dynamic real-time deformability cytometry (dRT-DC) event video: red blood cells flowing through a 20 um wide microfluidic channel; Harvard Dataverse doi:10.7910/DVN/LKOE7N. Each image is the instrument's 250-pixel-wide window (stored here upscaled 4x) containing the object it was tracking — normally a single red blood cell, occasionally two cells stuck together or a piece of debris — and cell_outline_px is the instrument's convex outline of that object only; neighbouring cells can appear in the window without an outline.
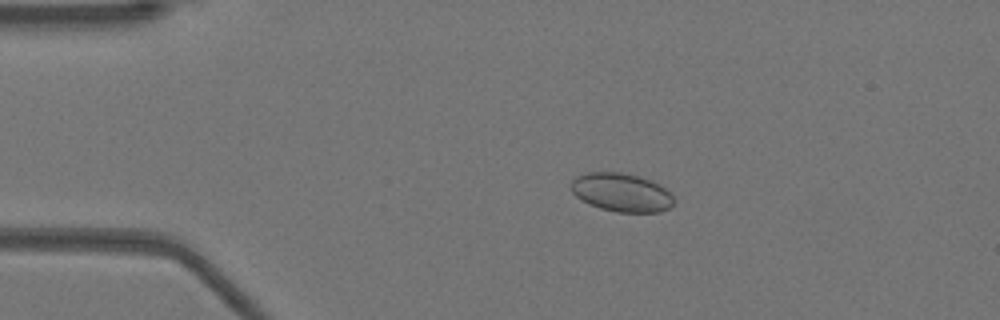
{"species": "Egyptian fruit bat (a non-hibernating species)", "species_latin": "Rousettus aegyptiacus", "temperature_condition": "warm", "stored_images_in_passage": 53, "camera_frame_rate_fps": 3000, "um_per_image_px": 0.085, "animal": {"sex": "female"}, "frame": {"image": 1, "passage_image": 11, "time_ms": 3.333, "image_size_px": [1000, 320], "cell_outline_px": [[676, 200], [668, 208], [660, 212], [616, 212], [600, 208], [588, 204], [576, 196], [572, 192], [572, 180], [576, 176], [584, 172], [620, 172], [640, 176], [652, 180], [660, 184]], "centroid_in_image_um": [52.82, 16.35], "position_along_channel_um": 32.2, "area_um2": 23.18}}
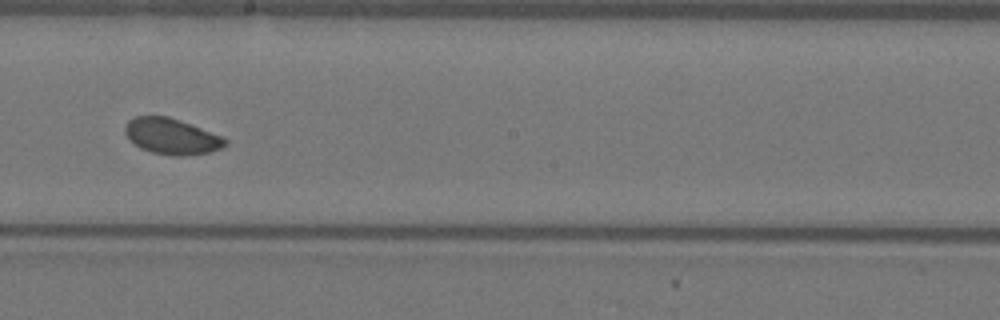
{"frame": {"image": 2, "passage_image": 30, "time_ms": 9.667, "image_size_px": [1000, 320], "cell_outline_px": [[228, 144], [224, 148], [208, 152], [180, 156], [172, 156], [152, 152], [140, 148], [128, 140], [124, 132], [124, 124], [128, 120], [136, 116], [168, 116], [224, 136], [228, 140]], "centroid_in_image_um": [14.58, 11.59], "position_along_channel_um": 233.6, "area_um2": 21.27}}
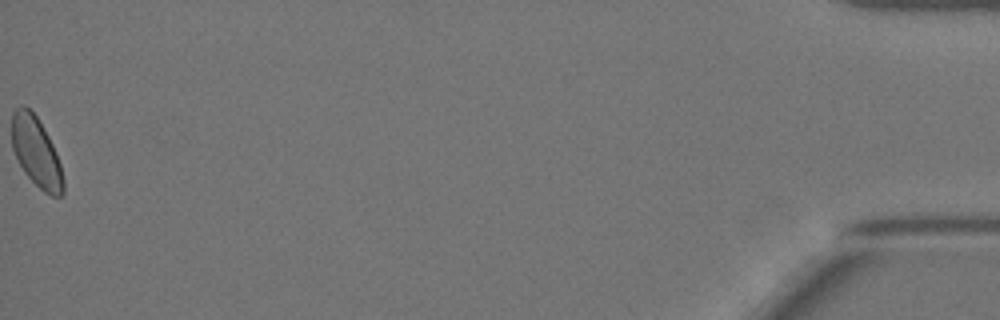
{"frame": {"image": 3, "passage_image": 53, "time_ms": 17.333, "image_size_px": [1000, 320], "cell_outline_px": [[64, 192], [60, 196], [52, 196], [44, 192], [24, 172], [12, 148], [12, 112], [20, 104], [24, 104], [36, 116], [48, 136], [56, 152], [60, 164], [64, 180]], "centroid_in_image_um": [3.08, 12.91], "position_along_channel_um": 432.1, "area_um2": 20.75}, "authors_computed_cell_mechanics": {"area_um2": 21.3282, "velocity_mm_per_s": 3.9111, "shape_relaxation_time_tau1_ms": 2.8741, "shape_relaxation_time_tau2_ms": 4.368, "deformation_change_tau1": 0.053, "deformation_change_tau2": 0.0651}}